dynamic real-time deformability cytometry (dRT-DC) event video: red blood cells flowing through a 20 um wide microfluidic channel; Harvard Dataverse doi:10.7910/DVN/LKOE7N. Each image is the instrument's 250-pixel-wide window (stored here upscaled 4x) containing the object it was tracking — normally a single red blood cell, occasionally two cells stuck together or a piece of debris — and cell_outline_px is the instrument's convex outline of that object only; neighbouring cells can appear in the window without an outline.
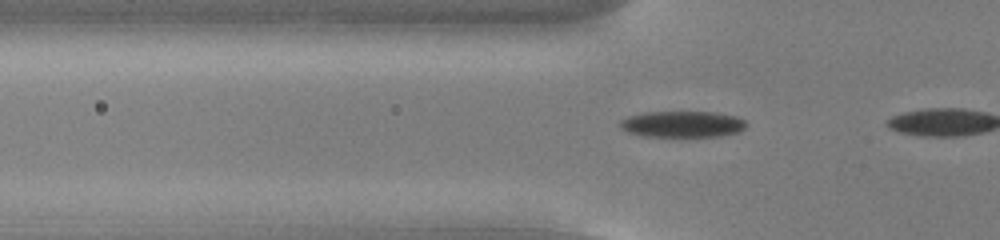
{"species": "common noctule bat (a hibernating species)", "species_latin": "Nyctalus noctula", "temperature_condition": "cold", "stored_images_in_passage": 5, "camera_frame_rate_fps": 3000, "um_per_image_px": 0.085, "animal": {"sex": "male", "body_mass_g": 13.0, "forearm_length_mm": 53.1}, "frame": {"image": 1, "passage_image": 4, "time_ms": 1.0, "image_size_px": [1000, 240], "cell_outline_px": [[748, 124], [740, 132], [720, 136], [644, 136], [628, 132], [620, 128], [620, 120], [628, 116], [644, 112], [716, 112], [736, 116], [744, 120]], "centroid_in_image_um": [58.02, 10.55], "position_along_channel_um": 67.8, "area_um2": 19.36}}